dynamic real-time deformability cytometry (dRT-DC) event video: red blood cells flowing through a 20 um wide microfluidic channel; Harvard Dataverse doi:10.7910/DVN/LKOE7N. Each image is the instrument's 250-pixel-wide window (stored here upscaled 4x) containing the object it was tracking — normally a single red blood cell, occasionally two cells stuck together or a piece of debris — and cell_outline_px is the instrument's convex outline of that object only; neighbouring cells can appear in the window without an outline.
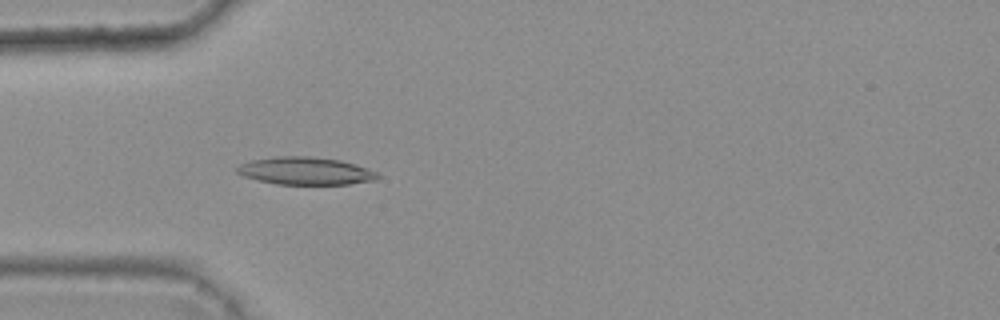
{"species": "common noctule bat (a hibernating species)", "species_latin": "Nyctalus noctula", "temperature_condition": "warm", "stored_images_in_passage": 5, "camera_frame_rate_fps": 3000, "um_per_image_px": 0.085, "animal": {"sex": "female", "body_mass_g": 25.1}, "frame": {"image": 1, "passage_image": 5, "time_ms": 1.333, "image_size_px": [1000, 320], "cell_outline_px": [[380, 176], [376, 180], [348, 184], [276, 184], [244, 176], [236, 172], [236, 168], [240, 164], [252, 160], [276, 156], [308, 156], [340, 160], [356, 164], [376, 172]], "centroid_in_image_um": [25.97, 14.52], "position_along_channel_um": 59.0, "area_um2": 22.48}}